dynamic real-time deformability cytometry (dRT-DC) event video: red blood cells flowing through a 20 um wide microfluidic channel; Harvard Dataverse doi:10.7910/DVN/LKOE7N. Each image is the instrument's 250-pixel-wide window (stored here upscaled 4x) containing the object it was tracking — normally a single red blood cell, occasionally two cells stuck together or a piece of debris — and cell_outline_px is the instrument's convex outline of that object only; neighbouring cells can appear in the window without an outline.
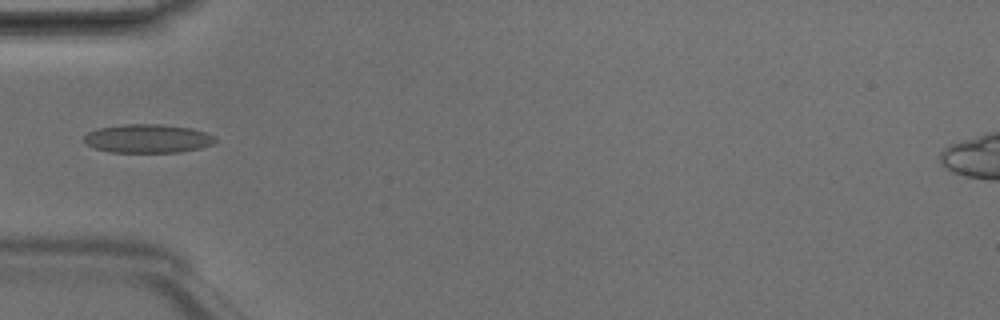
{"species": "Egyptian fruit bat (a non-hibernating species)", "species_latin": "Rousettus aegyptiacus", "temperature_condition": "room temperature", "stored_images_in_passage": 4, "camera_frame_rate_fps": 3000, "um_per_image_px": 0.085, "animal": {"sex": "male"}, "frame": {"image": 1, "passage_image": 3, "time_ms": 0.667, "image_size_px": [1000, 320], "cell_outline_px": [[216, 140], [212, 144], [200, 148], [180, 152], [108, 152], [84, 144], [84, 136], [88, 132], [96, 128], [124, 124], [164, 124], [192, 128], [216, 136]], "centroid_in_image_um": [12.54, 11.77], "position_along_channel_um": 72.5, "area_um2": 22.08}}